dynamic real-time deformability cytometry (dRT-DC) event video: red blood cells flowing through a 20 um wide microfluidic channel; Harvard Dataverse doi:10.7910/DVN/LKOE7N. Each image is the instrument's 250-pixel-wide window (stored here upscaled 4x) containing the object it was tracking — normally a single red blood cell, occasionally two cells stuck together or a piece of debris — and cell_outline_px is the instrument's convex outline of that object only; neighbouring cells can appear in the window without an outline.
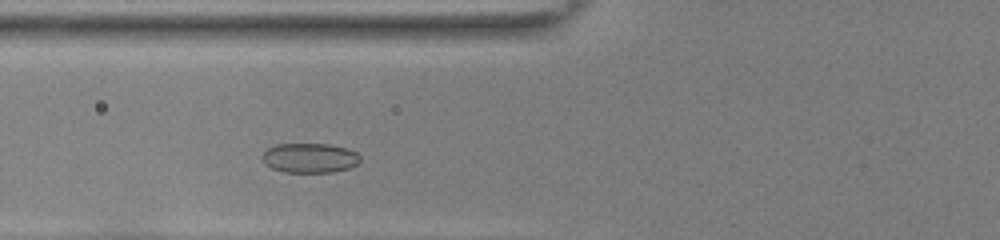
{"species": "common noctule bat (a hibernating species)", "species_latin": "Nyctalus noctula", "temperature_condition": "room temperature", "stored_images_in_passage": 37, "camera_frame_rate_fps": 3000, "um_per_image_px": 0.085, "animal": {"sex": "female", "body_mass_g": 22.0, "forearm_length_mm": 56.7}, "frame": {"image": 1, "passage_image": 7, "time_ms": 2.0, "image_size_px": [1000, 240], "cell_outline_px": [[360, 164], [348, 168], [332, 172], [284, 172], [272, 168], [264, 164], [260, 156], [268, 148], [276, 144], [328, 144], [348, 148], [356, 152], [360, 156]], "centroid_in_image_um": [26.33, 13.42], "position_along_channel_um": 99.5, "area_um2": 17.11}}
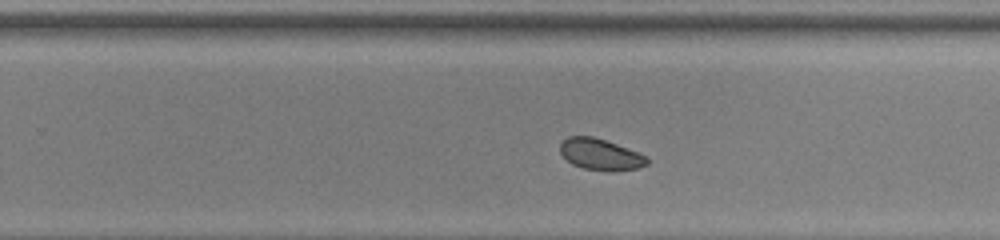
{"frame": {"image": 2, "passage_image": 21, "time_ms": 6.667, "image_size_px": [1000, 240], "cell_outline_px": [[648, 164], [636, 168], [616, 172], [608, 172], [584, 168], [572, 164], [560, 152], [560, 144], [568, 136], [592, 136], [616, 144], [648, 156]], "centroid_in_image_um": [51.05, 13.14], "position_along_channel_um": 278.7, "area_um2": 15.84}}
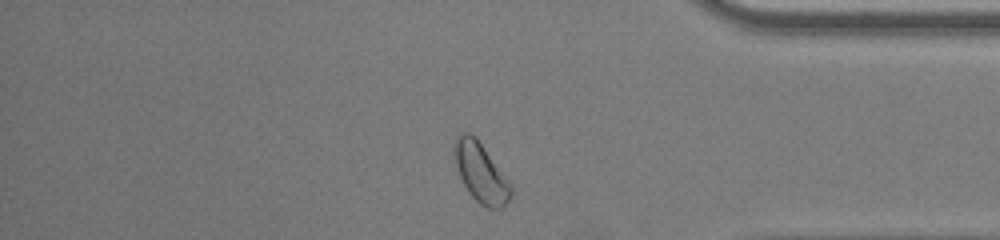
{"frame": {"image": 3, "passage_image": 31, "time_ms": 10.0, "image_size_px": [1000, 240], "cell_outline_px": [[512, 192], [508, 200], [500, 208], [488, 208], [480, 204], [468, 192], [460, 176], [452, 152], [456, 136], [464, 132], [468, 132], [476, 136], [504, 176], [512, 188]], "centroid_in_image_um": [40.82, 14.64], "position_along_channel_um": 394.4, "area_um2": 19.13}, "authors_computed_cell_mechanics": {"area_um2": 16.7042, "velocity_mm_per_s": 3.8508, "shape_relaxation_time_tau1_ms": 2.7381, "shape_relaxation_time_tau2_ms": null, "deformation_change_tau1": 0.0641, "deformation_change_tau2": null}}